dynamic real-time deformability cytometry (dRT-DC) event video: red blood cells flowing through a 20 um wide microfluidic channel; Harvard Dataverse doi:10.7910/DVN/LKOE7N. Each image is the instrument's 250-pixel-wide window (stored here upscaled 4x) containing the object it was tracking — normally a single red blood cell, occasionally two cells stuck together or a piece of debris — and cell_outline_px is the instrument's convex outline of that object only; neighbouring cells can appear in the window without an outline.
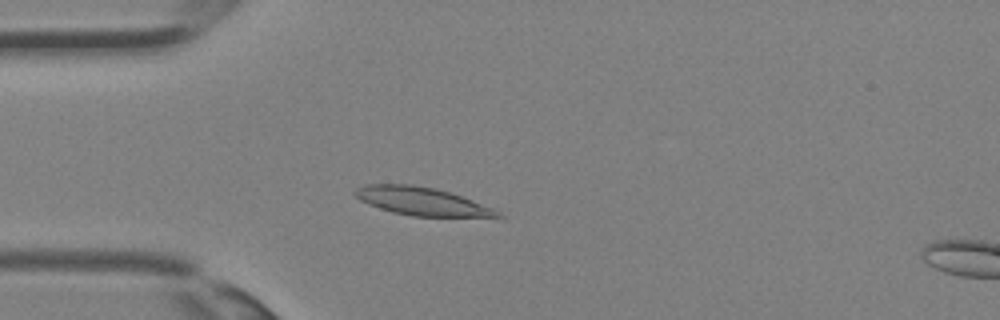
{"species": "Egyptian fruit bat (a non-hibernating species)", "species_latin": "Rousettus aegyptiacus", "temperature_condition": "room temperature", "stored_images_in_passage": 30, "camera_frame_rate_fps": 3000, "um_per_image_px": 0.085, "animal": {"sex": "female"}, "frame": {"image": 1, "passage_image": 4, "time_ms": 1.0, "image_size_px": [1000, 320], "cell_outline_px": [[504, 216], [412, 216], [392, 212], [368, 204], [360, 200], [352, 192], [356, 188], [364, 184], [412, 184], [436, 188], [472, 200], [492, 208], [500, 212]], "centroid_in_image_um": [35.76, 17.09], "position_along_channel_um": 49.2, "area_um2": 23.0}}
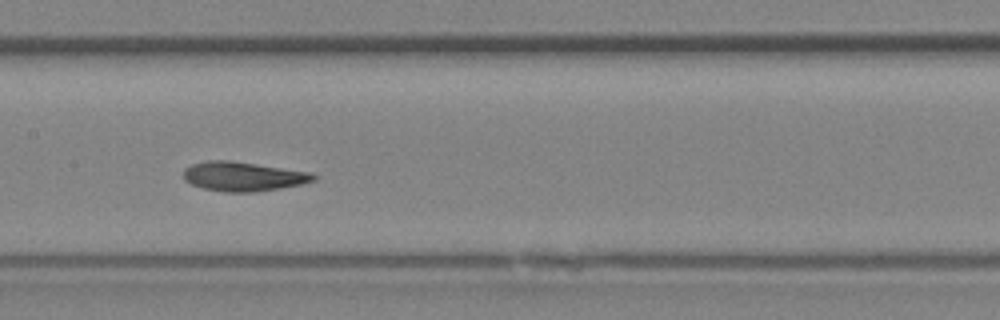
{"frame": {"image": 2, "passage_image": 12, "time_ms": 3.667, "image_size_px": [1000, 320], "cell_outline_px": [[316, 180], [300, 184], [280, 188], [256, 192], [224, 192], [204, 188], [192, 184], [184, 180], [184, 168], [192, 164], [208, 160], [228, 160], [312, 172], [316, 176]], "centroid_in_image_um": [20.67, 14.99], "position_along_channel_um": 186.7, "area_um2": 22.14}}
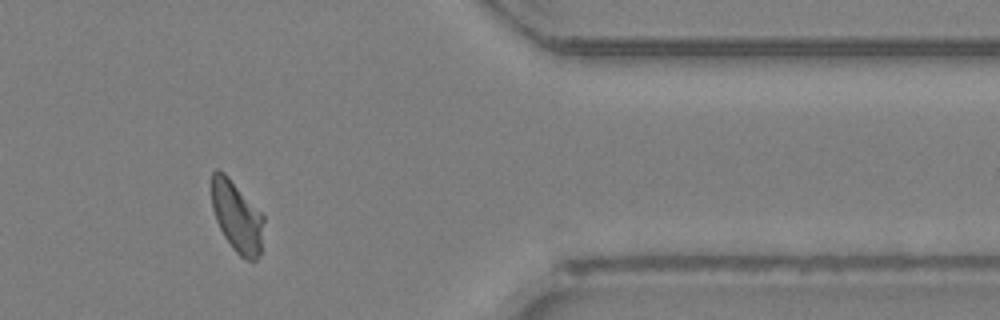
{"frame": {"image": 3, "passage_image": 24, "time_ms": 7.667, "image_size_px": [1000, 320], "cell_outline_px": [[264, 220], [260, 252], [256, 260], [248, 260], [240, 256], [232, 248], [224, 236], [216, 220], [212, 208], [212, 172], [216, 168], [224, 172], [228, 176], [264, 216]], "centroid_in_image_um": [20.13, 18.41], "position_along_channel_um": 391.3, "area_um2": 21.33}}